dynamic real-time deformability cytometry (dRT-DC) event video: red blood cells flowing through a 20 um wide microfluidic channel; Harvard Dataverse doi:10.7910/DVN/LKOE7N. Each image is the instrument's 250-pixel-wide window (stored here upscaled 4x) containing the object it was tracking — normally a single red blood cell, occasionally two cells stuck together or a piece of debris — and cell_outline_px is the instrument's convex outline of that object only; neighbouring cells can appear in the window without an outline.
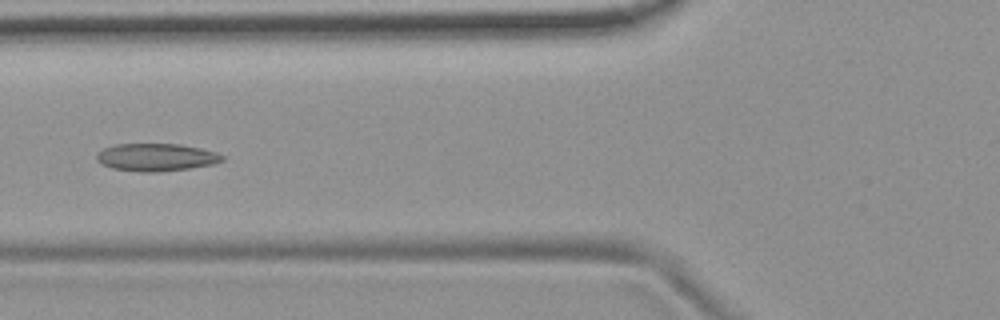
{"species": "common noctule bat (a hibernating species)", "species_latin": "Nyctalus noctula", "temperature_condition": "room temperature", "stored_images_in_passage": 54, "camera_frame_rate_fps": 3000, "um_per_image_px": 0.085, "animal": {"sex": "female", "body_mass_g": 19.9}, "frame": {"image": 1, "passage_image": 21, "time_ms": 6.667, "image_size_px": [1000, 320], "cell_outline_px": [[224, 160], [212, 164], [188, 168], [160, 172], [140, 172], [112, 168], [100, 164], [96, 160], [96, 156], [104, 148], [116, 144], [180, 144], [200, 148], [216, 152], [224, 156]], "centroid_in_image_um": [13.26, 13.37], "position_along_channel_um": 112.5, "area_um2": 20.17}}
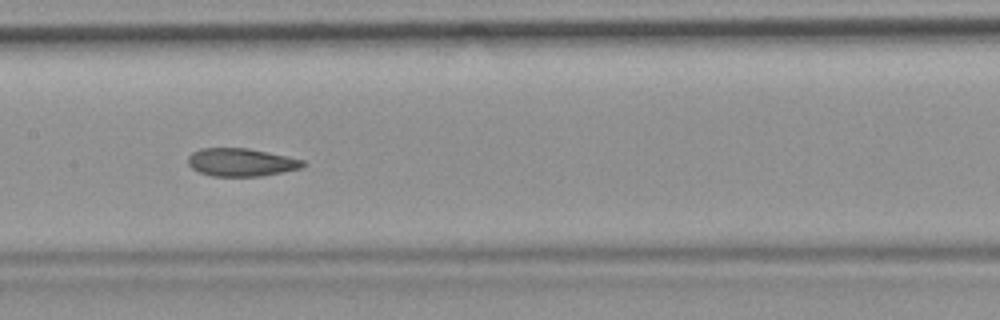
{"frame": {"image": 2, "passage_image": 27, "time_ms": 8.667, "image_size_px": [1000, 320], "cell_outline_px": [[308, 164], [300, 168], [260, 176], [212, 176], [200, 172], [192, 168], [188, 164], [188, 156], [192, 152], [200, 148], [248, 148], [288, 156], [304, 160]], "centroid_in_image_um": [20.5, 13.78], "position_along_channel_um": 186.9, "area_um2": 18.73}}
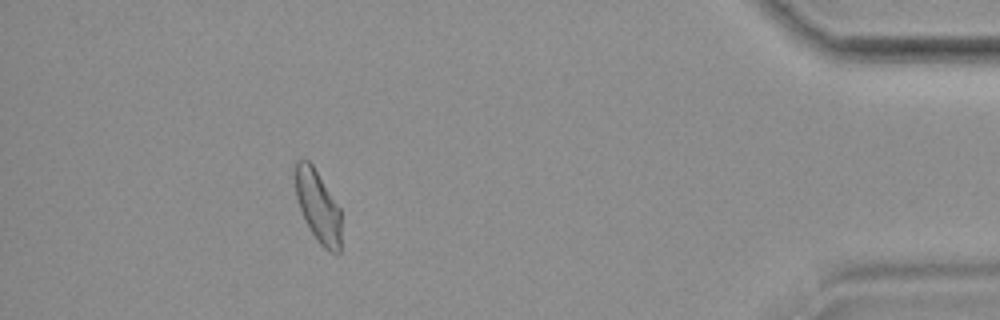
{"frame": {"image": 3, "passage_image": 49, "time_ms": 16.0, "image_size_px": [1000, 320], "cell_outline_px": [[340, 252], [328, 252], [320, 244], [312, 232], [300, 208], [296, 196], [296, 160], [308, 160], [312, 164], [340, 208]], "centroid_in_image_um": [27.04, 17.54], "position_along_channel_um": 408.2, "area_um2": 18.67}, "authors_computed_cell_mechanics": {"area_um2": 20.1433, "velocity_mm_per_s": 3.7261, "shape_relaxation_time_tau1_ms": null, "shape_relaxation_time_tau2_ms": 2.5435, "deformation_change_tau1": null, "deformation_change_tau2": 0.0767}}